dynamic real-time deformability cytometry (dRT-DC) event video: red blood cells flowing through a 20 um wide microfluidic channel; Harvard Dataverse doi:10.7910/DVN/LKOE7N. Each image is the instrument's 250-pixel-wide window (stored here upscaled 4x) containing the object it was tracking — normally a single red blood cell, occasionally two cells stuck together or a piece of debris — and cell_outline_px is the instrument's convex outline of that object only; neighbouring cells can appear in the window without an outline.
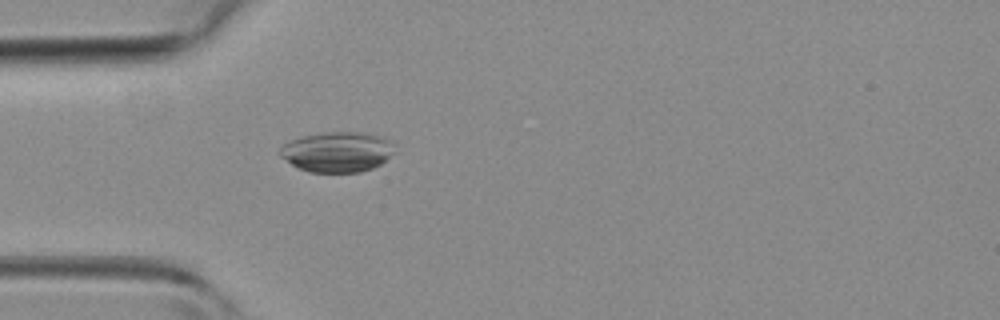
{"species": "common noctule bat (a hibernating species)", "species_latin": "Nyctalus noctula", "temperature_condition": "room temperature", "stored_images_in_passage": 38, "camera_frame_rate_fps": 3000, "um_per_image_px": 0.085, "animal": {"sex": "female", "body_mass_g": 19.3, "forearm_length_mm": 54.1}, "frame": {"image": 1, "passage_image": 9, "time_ms": 2.667, "image_size_px": [1000, 320], "cell_outline_px": [[396, 152], [380, 164], [372, 168], [360, 172], [308, 172], [292, 164], [280, 156], [280, 148], [284, 144], [292, 140], [304, 136], [328, 132], [360, 132], [396, 140]], "centroid_in_image_um": [28.75, 12.91], "position_along_channel_um": 56.2, "area_um2": 26.99}}
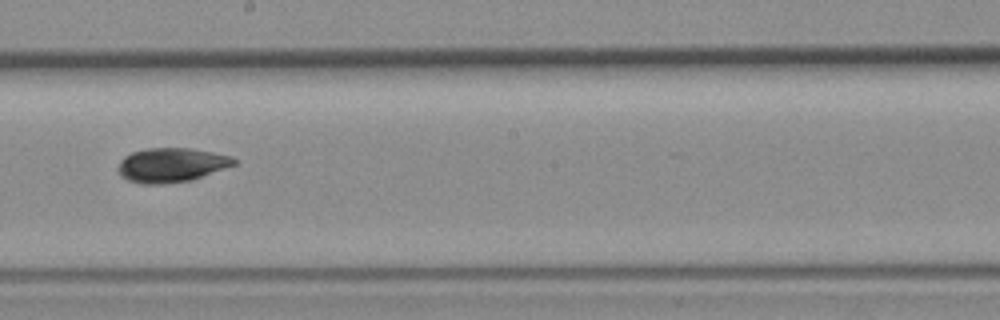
{"frame": {"image": 2, "passage_image": 21, "time_ms": 6.667, "image_size_px": [1000, 320], "cell_outline_px": [[236, 164], [192, 180], [164, 184], [140, 184], [128, 180], [120, 176], [116, 168], [120, 160], [124, 156], [132, 152], [148, 148], [192, 148], [232, 156], [236, 160]], "centroid_in_image_um": [14.53, 14.03], "position_along_channel_um": 233.7, "area_um2": 23.35}}
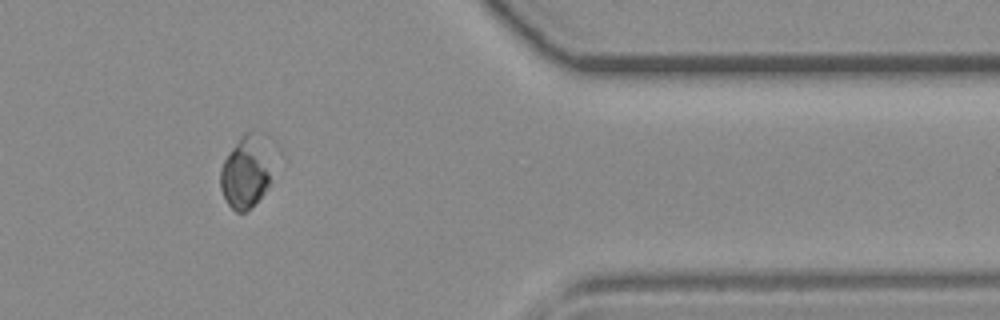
{"frame": {"image": 3, "passage_image": 33, "time_ms": 10.667, "image_size_px": [1000, 320], "cell_outline_px": [[268, 188], [244, 212], [236, 212], [228, 204], [220, 188], [220, 168], [224, 160], [240, 136], [244, 132], [252, 128], [260, 132], [268, 172]], "centroid_in_image_um": [20.79, 14.61], "position_along_channel_um": 390.6, "area_um2": 20.75}}